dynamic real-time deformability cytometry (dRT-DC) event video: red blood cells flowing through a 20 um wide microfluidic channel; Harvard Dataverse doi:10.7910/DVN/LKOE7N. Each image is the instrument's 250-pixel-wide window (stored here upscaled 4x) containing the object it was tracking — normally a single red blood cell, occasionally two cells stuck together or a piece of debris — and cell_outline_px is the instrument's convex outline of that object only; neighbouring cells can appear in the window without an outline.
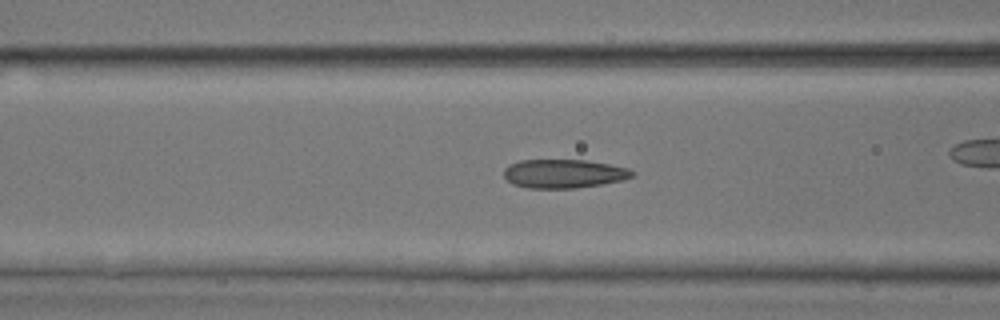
{"species": "common noctule bat (a hibernating species)", "species_latin": "Nyctalus noctula", "temperature_condition": "room temperature", "stored_images_in_passage": 31, "camera_frame_rate_fps": 3000, "um_per_image_px": 0.085, "animal": {"sex": "male", "body_mass_g": 17.9, "forearm_length_mm": 54.2}, "frame": {"image": 1, "passage_image": 22, "time_ms": 7.0, "image_size_px": [1000, 320], "cell_outline_px": [[636, 172], [632, 176], [624, 180], [576, 188], [528, 188], [512, 184], [504, 176], [504, 168], [508, 164], [520, 160], [588, 160], [628, 168]], "centroid_in_image_um": [47.91, 14.76], "position_along_channel_um": 118.7, "area_um2": 21.56}}